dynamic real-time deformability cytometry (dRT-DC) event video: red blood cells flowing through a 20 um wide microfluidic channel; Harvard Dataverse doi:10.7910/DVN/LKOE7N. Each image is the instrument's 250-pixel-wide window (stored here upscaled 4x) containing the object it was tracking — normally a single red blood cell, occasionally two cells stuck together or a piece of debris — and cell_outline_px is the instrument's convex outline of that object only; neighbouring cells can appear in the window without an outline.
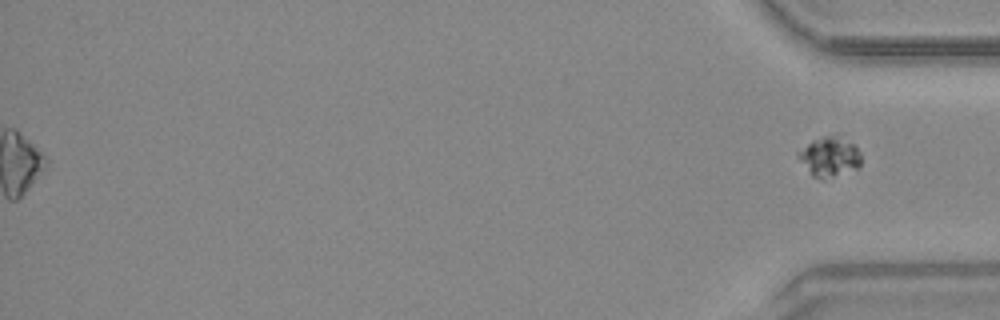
{"species": "common noctule bat (a hibernating species)", "species_latin": "Nyctalus noctula", "temperature_condition": "warm", "stored_images_in_passage": 50, "segment_of_instrument_passage": [2, 2], "camera_frame_rate_fps": 3000, "um_per_image_px": 0.085, "animal": {"sex": "male", "body_mass_g": 20.4}, "frame": {"image": 1, "passage_image": 50, "time_ms": 16.333, "image_size_px": [1000, 320], "cell_outline_px": [[860, 168], [824, 180], [820, 180], [812, 176], [796, 156], [796, 152], [812, 140], [836, 132], [852, 144], [860, 152]], "centroid_in_image_um": [70.49, 13.32], "position_along_channel_um": 364.7, "area_um2": 14.97}}